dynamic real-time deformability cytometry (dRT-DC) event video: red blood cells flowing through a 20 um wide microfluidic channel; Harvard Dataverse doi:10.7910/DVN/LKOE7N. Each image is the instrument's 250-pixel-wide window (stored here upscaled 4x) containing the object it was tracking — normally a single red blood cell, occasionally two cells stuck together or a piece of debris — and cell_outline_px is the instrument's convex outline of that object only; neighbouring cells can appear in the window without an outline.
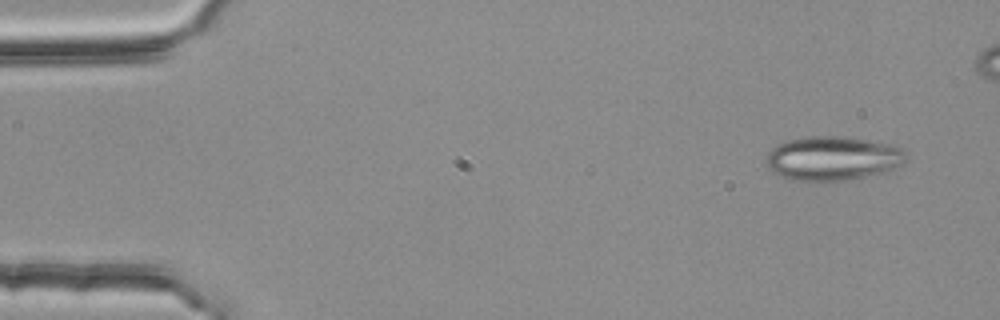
{"species": "common noctule bat (a hibernating species)", "species_latin": "Nyctalus noctula", "temperature_condition": "room temperature", "stored_images_in_passage": 3, "camera_frame_rate_fps": 3000, "um_per_image_px": 0.085, "animal": {"sex": "female", "body_mass_g": 25.1}, "frame": {"image": 1, "passage_image": 1, "time_ms": 0.0, "image_size_px": [1000, 320], "cell_outline_px": [[908, 156], [900, 164], [884, 172], [824, 184], [796, 180], [784, 176], [776, 172], [764, 160], [768, 152], [772, 148], [788, 140], [808, 136], [840, 136], [868, 140], [900, 148]], "centroid_in_image_um": [70.74, 13.48], "position_along_channel_um": 14.3, "area_um2": 35.66}}